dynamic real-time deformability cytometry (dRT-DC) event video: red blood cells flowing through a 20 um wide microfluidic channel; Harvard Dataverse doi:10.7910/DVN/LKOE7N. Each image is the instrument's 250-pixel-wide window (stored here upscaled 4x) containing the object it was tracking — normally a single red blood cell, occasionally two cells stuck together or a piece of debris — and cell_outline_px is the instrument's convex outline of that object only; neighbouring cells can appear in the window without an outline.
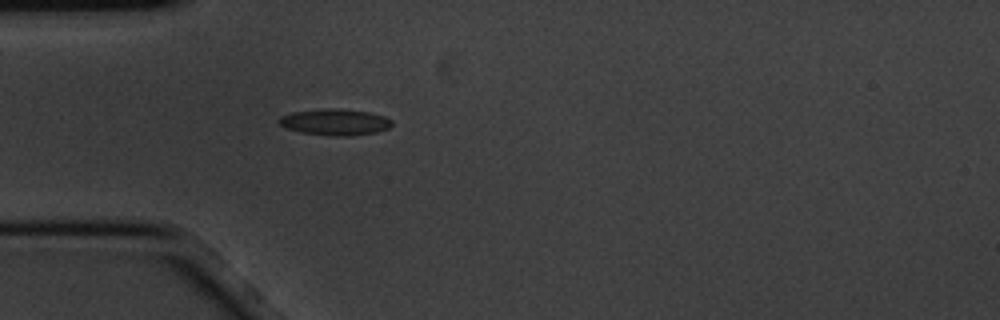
{"species": "common noctule bat (a hibernating species)", "species_latin": "Nyctalus noctula", "temperature_condition": "cold", "stored_images_in_passage": 1, "camera_frame_rate_fps": 3000, "um_per_image_px": 0.085, "animal": {"sex": "male", "body_mass_g": 20.1, "forearm_length_mm": 53.5}, "frame": {"image": 1, "passage_image": 1, "time_ms": 0.0, "image_size_px": [1000, 320], "cell_outline_px": [[392, 124], [388, 128], [376, 132], [348, 136], [336, 136], [300, 132], [288, 128], [280, 124], [276, 120], [280, 116], [292, 112], [328, 108], [340, 108], [368, 112], [384, 116], [392, 120]], "centroid_in_image_um": [28.47, 10.37], "position_along_channel_um": 56.5, "area_um2": 17.22}}